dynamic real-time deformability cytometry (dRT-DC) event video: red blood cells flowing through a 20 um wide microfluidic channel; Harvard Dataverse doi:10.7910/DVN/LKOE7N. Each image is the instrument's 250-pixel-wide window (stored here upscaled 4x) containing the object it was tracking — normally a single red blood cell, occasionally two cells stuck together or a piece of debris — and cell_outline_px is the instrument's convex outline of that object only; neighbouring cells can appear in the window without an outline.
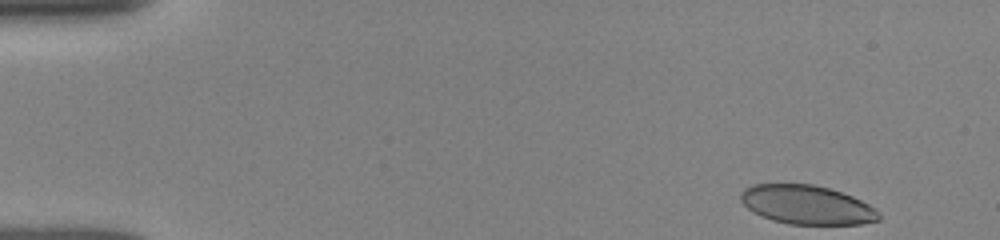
{"species": "human", "species_latin": "Homo sapiens", "temperature_condition": "room temperature", "stored_images_in_passage": 10, "camera_frame_rate_fps": 3000, "um_per_image_px": 0.085, "donor": {"sex": "female"}, "frame": {"image": 1, "passage_image": 1, "time_ms": 0.0, "image_size_px": [1000, 240], "cell_outline_px": [[880, 220], [860, 224], [788, 224], [772, 220], [748, 208], [740, 200], [740, 192], [744, 188], [752, 184], [812, 184], [828, 188], [852, 196], [876, 208], [880, 216]], "centroid_in_image_um": [68.58, 17.4], "position_along_channel_um": 16.4, "area_um2": 31.21}}
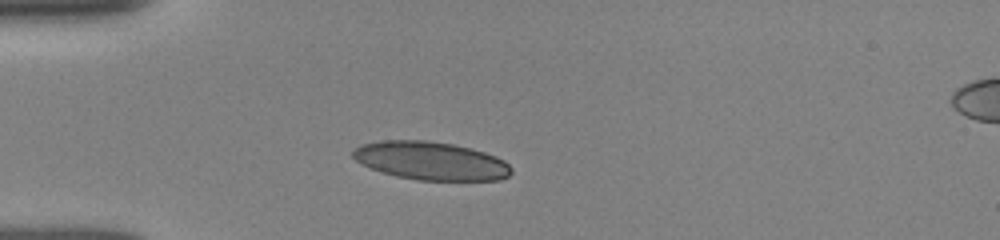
{"frame": {"image": 2, "passage_image": 6, "time_ms": 3.333, "image_size_px": [1000, 240], "cell_outline_px": [[512, 172], [508, 176], [500, 180], [416, 180], [396, 176], [372, 168], [356, 160], [352, 156], [352, 152], [360, 144], [380, 140], [424, 140], [452, 144], [472, 148], [496, 156], [504, 160], [512, 168]], "centroid_in_image_um": [36.64, 13.66], "position_along_channel_um": 48.4, "area_um2": 35.26}}
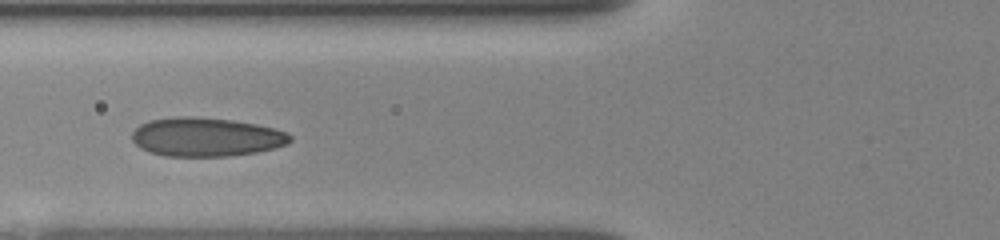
{"frame": {"image": 3, "passage_image": 9, "time_ms": 5.333, "image_size_px": [1000, 240], "cell_outline_px": [[292, 140], [288, 144], [256, 152], [228, 156], [164, 156], [148, 152], [140, 148], [132, 140], [132, 132], [140, 124], [148, 120], [176, 116], [188, 116], [232, 120], [256, 124], [288, 132], [292, 136]], "centroid_in_image_um": [17.49, 11.64], "position_along_channel_um": 108.3, "area_um2": 35.89}}